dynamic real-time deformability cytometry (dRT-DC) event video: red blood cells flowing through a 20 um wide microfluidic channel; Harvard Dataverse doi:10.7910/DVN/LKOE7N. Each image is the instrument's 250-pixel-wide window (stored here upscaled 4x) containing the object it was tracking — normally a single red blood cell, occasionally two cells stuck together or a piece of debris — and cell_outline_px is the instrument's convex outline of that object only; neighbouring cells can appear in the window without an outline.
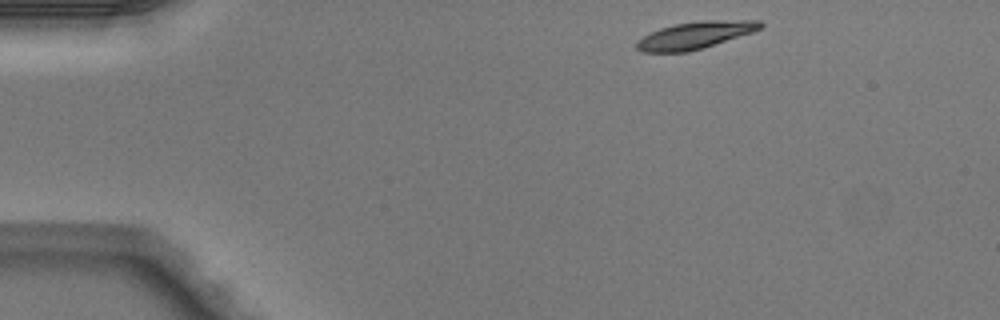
{"species": "Egyptian fruit bat (a non-hibernating species)", "species_latin": "Rousettus aegyptiacus", "temperature_condition": "warm", "stored_images_in_passage": 2, "camera_frame_rate_fps": 3000, "um_per_image_px": 0.085, "animal": {"sex": "male"}, "frame": {"image": 1, "passage_image": 1, "time_ms": 0.0, "image_size_px": [1000, 320], "cell_outline_px": [[764, 24], [760, 28], [752, 32], [704, 48], [688, 52], [644, 52], [636, 48], [636, 40], [660, 28], [676, 24], [700, 20], [760, 20]], "centroid_in_image_um": [59.09, 2.99], "position_along_channel_um": 25.9, "area_um2": 19.54}}